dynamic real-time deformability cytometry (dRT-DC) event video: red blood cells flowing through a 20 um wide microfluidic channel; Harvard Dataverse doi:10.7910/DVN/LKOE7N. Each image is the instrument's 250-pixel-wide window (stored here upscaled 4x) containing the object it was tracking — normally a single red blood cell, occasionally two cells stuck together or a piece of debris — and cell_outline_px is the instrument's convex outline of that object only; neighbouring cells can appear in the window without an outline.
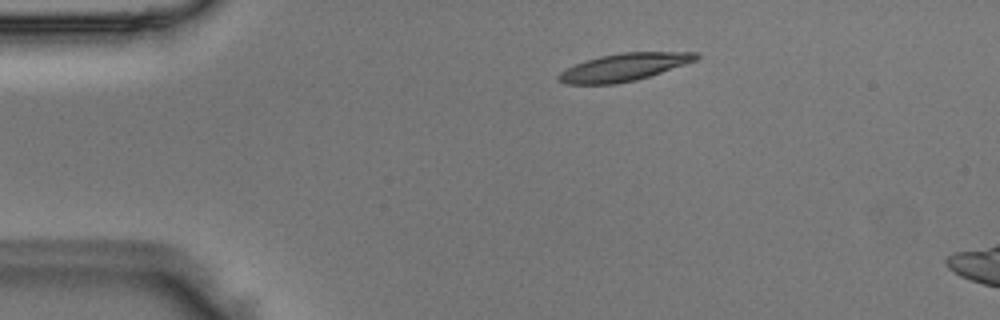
{"species": "Egyptian fruit bat (a non-hibernating species)", "species_latin": "Rousettus aegyptiacus", "temperature_condition": "room temperature", "stored_images_in_passage": 3, "camera_frame_rate_fps": 3000, "um_per_image_px": 0.085, "animal": {"sex": "male"}, "frame": {"image": 1, "passage_image": 2, "time_ms": 0.333, "image_size_px": [1000, 320], "cell_outline_px": [[700, 56], [696, 60], [636, 80], [616, 84], [564, 84], [556, 76], [560, 72], [584, 60], [600, 56], [620, 52], [696, 52]], "centroid_in_image_um": [53.0, 5.71], "position_along_channel_um": 32.0, "area_um2": 21.85}}